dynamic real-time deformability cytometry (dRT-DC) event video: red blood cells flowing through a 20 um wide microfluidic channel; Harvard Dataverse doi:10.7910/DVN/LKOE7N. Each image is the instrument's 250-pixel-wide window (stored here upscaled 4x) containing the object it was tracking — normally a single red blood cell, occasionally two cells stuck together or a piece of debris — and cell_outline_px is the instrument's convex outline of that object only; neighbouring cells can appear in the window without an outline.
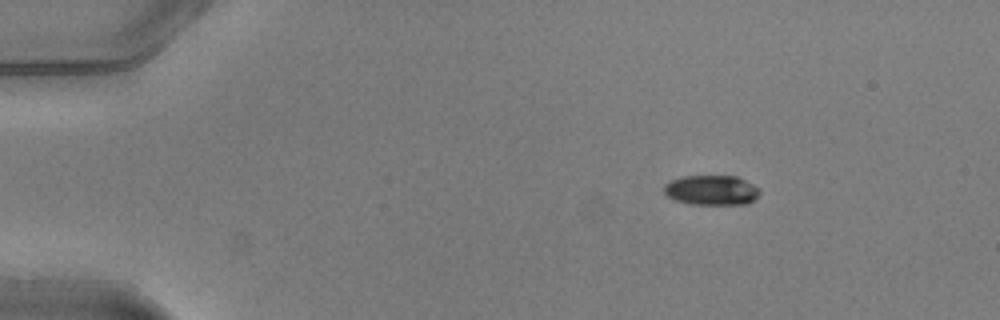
{"species": "common noctule bat (a hibernating species)", "species_latin": "Nyctalus noctula", "temperature_condition": "warm", "stored_images_in_passage": 44, "camera_frame_rate_fps": 3000, "um_per_image_px": 0.085, "animal": {"sex": "male", "body_mass_g": 20.5, "forearm_length_mm": 52.5}, "frame": {"image": 1, "passage_image": 1, "time_ms": 0.0, "image_size_px": [1000, 320], "cell_outline_px": [[760, 192], [748, 204], [692, 204], [676, 200], [668, 196], [664, 192], [664, 184], [672, 180], [684, 176], [736, 176], [760, 188]], "centroid_in_image_um": [60.48, 16.16], "position_along_channel_um": 24.5, "area_um2": 16.47}}
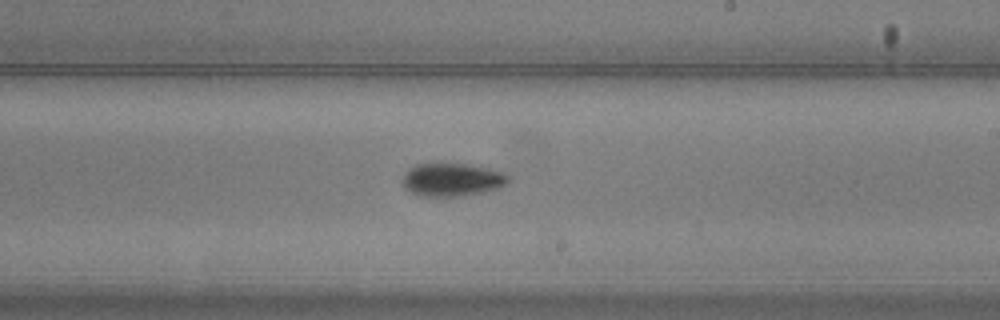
{"frame": {"image": 2, "passage_image": 24, "time_ms": 7.667, "image_size_px": [1000, 320], "cell_outline_px": [[508, 180], [500, 188], [484, 192], [464, 196], [416, 196], [404, 188], [400, 180], [404, 172], [408, 168], [416, 164], [436, 160], [440, 160], [468, 164], [488, 168], [500, 172], [508, 176]], "centroid_in_image_um": [38.3, 15.23], "position_along_channel_um": 250.7, "area_um2": 21.39}}
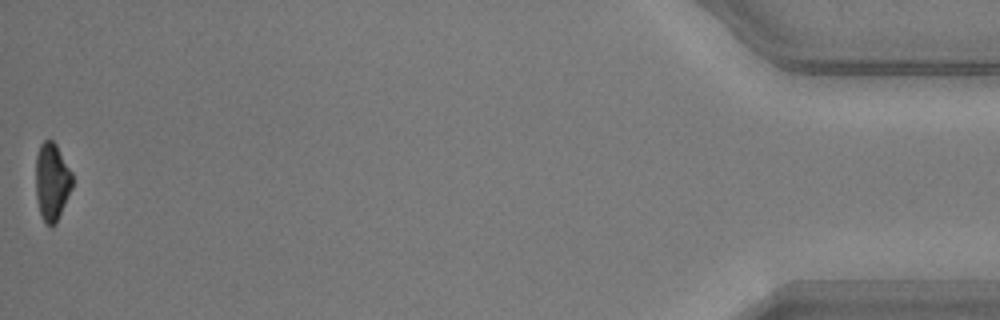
{"frame": {"image": 3, "passage_image": 44, "time_ms": 14.333, "image_size_px": [1000, 320], "cell_outline_px": [[72, 188], [56, 224], [52, 228], [40, 216], [36, 200], [36, 156], [40, 144], [44, 140], [52, 140], [56, 144], [72, 172]], "centroid_in_image_um": [4.41, 15.46], "position_along_channel_um": 430.8, "area_um2": 16.7}, "authors_computed_cell_mechanics": {"area_um2": 19.1318, "velocity_mm_per_s": 4.0542, "shape_relaxation_time_tau1_ms": 2.4645, "shape_relaxation_time_tau2_ms": null, "deformation_change_tau1": 0.1117, "deformation_change_tau2": null}}